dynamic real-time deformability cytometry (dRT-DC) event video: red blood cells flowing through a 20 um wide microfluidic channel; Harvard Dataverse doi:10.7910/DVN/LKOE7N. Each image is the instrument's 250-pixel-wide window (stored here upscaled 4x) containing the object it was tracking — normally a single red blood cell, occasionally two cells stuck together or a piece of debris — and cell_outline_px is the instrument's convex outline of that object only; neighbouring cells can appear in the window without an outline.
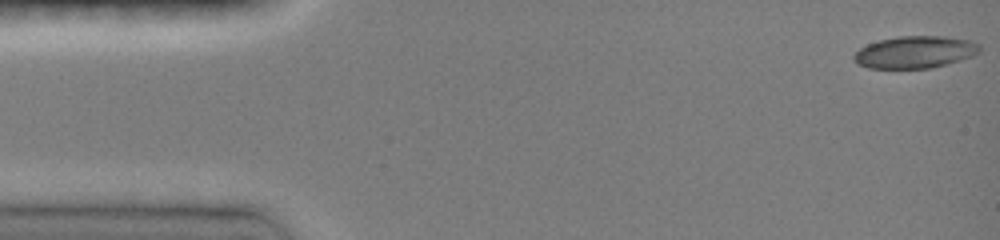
{"species": "common noctule bat (a hibernating species)", "species_latin": "Nyctalus noctula", "temperature_condition": "room temperature", "stored_images_in_passage": 32, "camera_frame_rate_fps": 3000, "um_per_image_px": 0.085, "animal": {"sex": "female", "body_mass_g": 19.0, "forearm_length_mm": 51.5}, "frame": {"image": 1, "passage_image": 1, "time_ms": 0.0, "image_size_px": [1000, 240], "cell_outline_px": [[980, 52], [972, 56], [948, 64], [932, 68], [868, 68], [856, 64], [852, 60], [852, 56], [860, 48], [868, 44], [880, 40], [900, 36], [944, 36], [968, 40], [980, 44]], "centroid_in_image_um": [77.76, 4.44], "position_along_channel_um": 7.2, "area_um2": 23.64}}
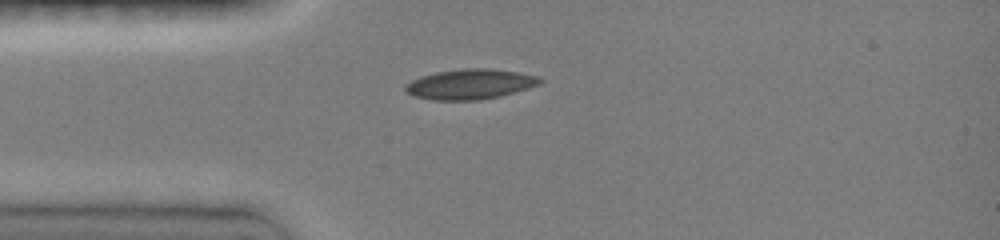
{"frame": {"image": 2, "passage_image": 15, "time_ms": 3.667, "image_size_px": [1000, 240], "cell_outline_px": [[544, 80], [540, 84], [528, 88], [500, 96], [480, 100], [432, 100], [412, 96], [404, 88], [404, 84], [420, 76], [436, 72], [464, 68], [492, 68], [520, 72], [540, 76]], "centroid_in_image_um": [39.98, 7.15], "position_along_channel_um": 45.0, "area_um2": 23.93}}
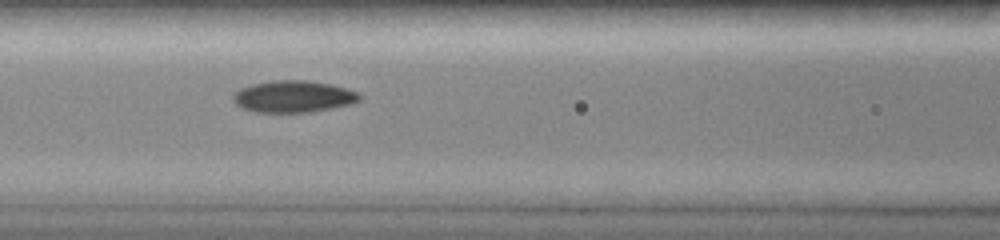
{"frame": {"image": 3, "passage_image": 26, "time_ms": 6.333, "image_size_px": [1000, 240], "cell_outline_px": [[360, 100], [352, 104], [312, 112], [256, 112], [244, 108], [236, 104], [232, 100], [232, 96], [240, 88], [252, 84], [272, 80], [308, 80], [332, 84], [356, 92], [360, 96]], "centroid_in_image_um": [24.93, 8.2], "position_along_channel_um": 141.7, "area_um2": 23.41}}